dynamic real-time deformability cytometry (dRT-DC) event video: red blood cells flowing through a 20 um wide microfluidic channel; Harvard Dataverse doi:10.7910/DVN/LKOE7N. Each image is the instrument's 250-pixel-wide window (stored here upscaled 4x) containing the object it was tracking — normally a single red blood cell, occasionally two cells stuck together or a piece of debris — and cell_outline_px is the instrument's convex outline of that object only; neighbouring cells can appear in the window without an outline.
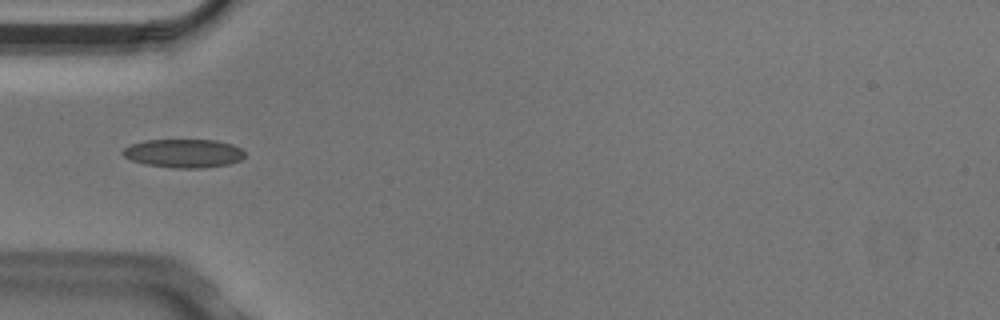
{"species": "Egyptian fruit bat (a non-hibernating species)", "species_latin": "Rousettus aegyptiacus", "temperature_condition": "cold", "stored_images_in_passage": 4, "camera_frame_rate_fps": 3000, "um_per_image_px": 0.085, "animal": {"sex": "male"}, "frame": {"image": 1, "passage_image": 4, "time_ms": 1.0, "image_size_px": [1000, 320], "cell_outline_px": [[244, 156], [240, 160], [228, 164], [204, 168], [172, 168], [144, 164], [132, 160], [124, 156], [120, 152], [128, 144], [144, 140], [216, 140], [232, 144], [240, 148], [244, 152]], "centroid_in_image_um": [15.57, 13.03], "position_along_channel_um": 69.4, "area_um2": 20.46}}